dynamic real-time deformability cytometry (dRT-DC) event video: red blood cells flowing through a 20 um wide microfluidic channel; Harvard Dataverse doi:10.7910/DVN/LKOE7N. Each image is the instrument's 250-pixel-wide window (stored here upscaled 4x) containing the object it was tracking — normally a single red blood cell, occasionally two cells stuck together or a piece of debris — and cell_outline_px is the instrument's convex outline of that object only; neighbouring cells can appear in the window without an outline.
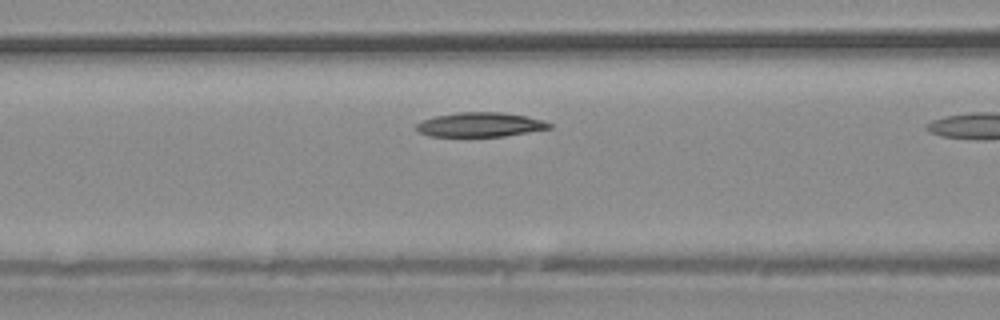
{"species": "common noctule bat (a hibernating species)", "species_latin": "Nyctalus noctula", "temperature_condition": "warm", "stored_images_in_passage": 5, "camera_frame_rate_fps": 3000, "um_per_image_px": 0.085, "animal": {"sex": "male", "body_mass_g": 20.4}, "frame": {"image": 1, "passage_image": 4, "time_ms": 1.0, "image_size_px": [1000, 320], "cell_outline_px": [[552, 128], [504, 136], [428, 136], [420, 132], [416, 128], [416, 124], [424, 120], [436, 116], [456, 112], [500, 112], [528, 116], [544, 120], [552, 124]], "centroid_in_image_um": [40.85, 10.59], "position_along_channel_um": 125.7, "area_um2": 18.84}}